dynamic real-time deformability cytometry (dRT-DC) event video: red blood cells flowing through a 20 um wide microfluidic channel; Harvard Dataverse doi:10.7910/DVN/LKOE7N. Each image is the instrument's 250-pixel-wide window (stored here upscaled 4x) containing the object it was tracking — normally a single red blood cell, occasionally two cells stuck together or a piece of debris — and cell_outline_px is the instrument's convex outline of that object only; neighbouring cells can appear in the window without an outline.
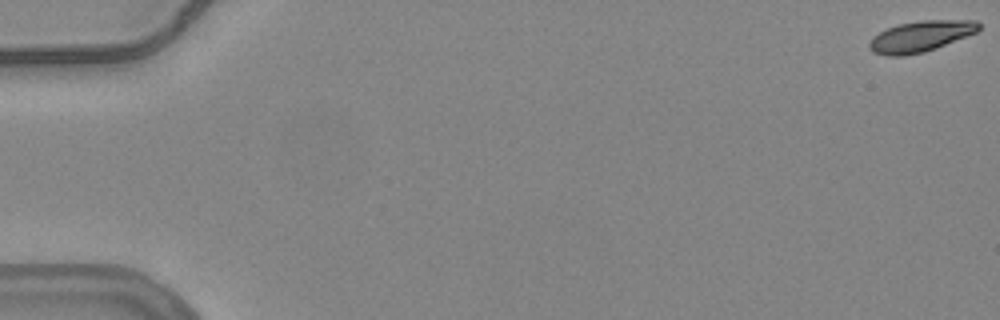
{"species": "common noctule bat (a hibernating species)", "species_latin": "Nyctalus noctula", "temperature_condition": "warm", "stored_images_in_passage": 56, "camera_frame_rate_fps": 3000, "um_per_image_px": 0.085, "animal": {"sex": "female", "body_mass_g": 24.6, "forearm_length_mm": 56.2}, "frame": {"image": 1, "passage_image": 1, "time_ms": 0.0, "image_size_px": [1000, 320], "cell_outline_px": [[980, 28], [976, 32], [936, 48], [924, 52], [904, 56], [888, 56], [872, 52], [868, 48], [868, 44], [872, 36], [888, 28], [900, 24], [924, 20], [976, 20], [980, 24]], "centroid_in_image_um": [78.22, 3.1], "position_along_channel_um": 6.8, "area_um2": 19.65}}
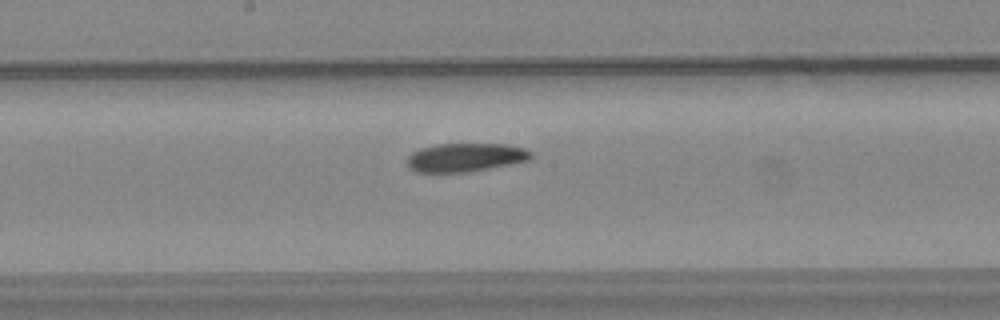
{"frame": {"image": 2, "passage_image": 31, "time_ms": 10.0, "image_size_px": [1000, 320], "cell_outline_px": [[532, 160], [512, 164], [468, 172], [416, 172], [408, 168], [408, 156], [412, 152], [420, 148], [432, 144], [504, 144], [524, 148], [532, 152]], "centroid_in_image_um": [39.57, 13.38], "position_along_channel_um": 208.6, "area_um2": 20.81}}
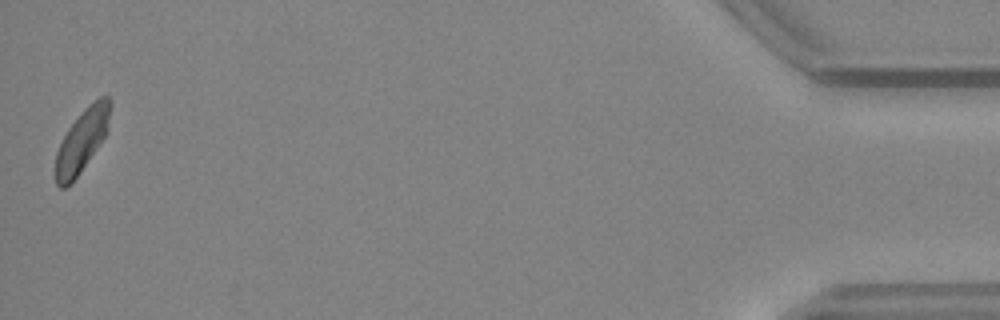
{"frame": {"image": 3, "passage_image": 56, "time_ms": 18.333, "image_size_px": [1000, 320], "cell_outline_px": [[112, 104], [108, 132], [72, 184], [64, 188], [60, 188], [56, 184], [56, 152], [68, 128], [84, 108], [92, 100], [100, 96], [108, 96], [112, 100]], "centroid_in_image_um": [7.01, 11.91], "position_along_channel_um": 428.2, "area_um2": 20.23}, "authors_computed_cell_mechanics": {"area_um2": 20.9525, "velocity_mm_per_s": 3.7448, "shape_relaxation_time_tau1_ms": 5.8887, "shape_relaxation_time_tau2_ms": null, "deformation_change_tau1": 0.1525, "deformation_change_tau2": null}}